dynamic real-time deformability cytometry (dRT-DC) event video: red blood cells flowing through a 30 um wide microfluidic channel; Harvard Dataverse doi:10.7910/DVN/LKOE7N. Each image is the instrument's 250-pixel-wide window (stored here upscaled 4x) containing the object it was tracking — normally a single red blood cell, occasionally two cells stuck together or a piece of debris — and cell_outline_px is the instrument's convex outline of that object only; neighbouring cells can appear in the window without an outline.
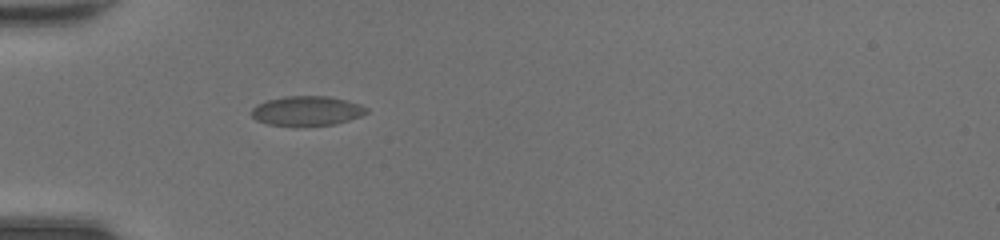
{"species": "common noctule bat (a hibernating species)", "species_latin": "Nyctalus noctula", "temperature_condition": "room temperature", "stored_images_in_passage": 33, "camera_frame_rate_fps": 3000, "um_per_image_px": 0.085, "animal": {"sex": "female", "body_mass_g": 20.0, "forearm_length_mm": 54.0}, "frame": {"image": 1, "passage_image": 1, "time_ms": 0.0, "image_size_px": [1000, 240], "cell_outline_px": [[368, 112], [360, 116], [336, 124], [296, 128], [268, 124], [256, 120], [248, 112], [256, 104], [268, 100], [284, 96], [328, 96], [348, 100], [360, 104], [368, 108]], "centroid_in_image_um": [26.05, 9.45], "position_along_channel_um": 58.9, "area_um2": 20.52}}
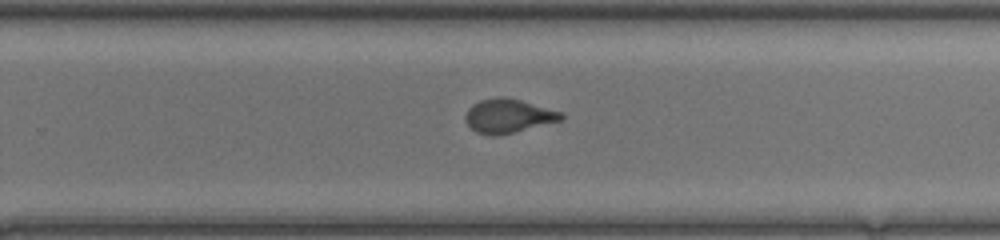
{"frame": {"image": 2, "passage_image": 17, "time_ms": 5.333, "image_size_px": [1000, 240], "cell_outline_px": [[564, 120], [496, 136], [492, 136], [476, 132], [464, 120], [464, 116], [468, 108], [472, 104], [480, 100], [496, 96], [504, 96], [520, 100], [564, 112]], "centroid_in_image_um": [43.21, 9.84], "position_along_channel_um": 286.6, "area_um2": 19.13}}
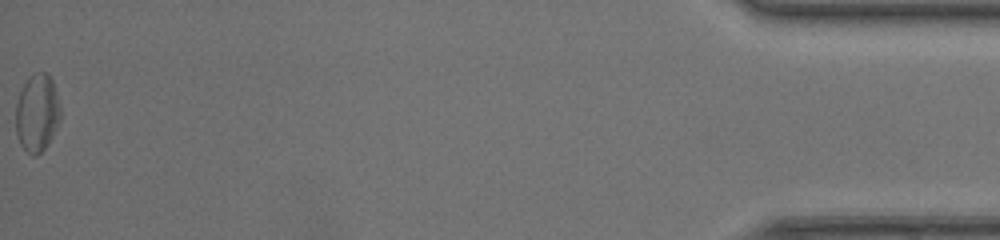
{"frame": {"image": 3, "passage_image": 33, "time_ms": 10.667, "image_size_px": [1000, 240], "cell_outline_px": [[60, 120], [48, 144], [36, 156], [32, 156], [20, 144], [16, 132], [16, 104], [20, 92], [28, 76], [32, 72], [48, 72], [52, 80], [56, 92], [60, 108]], "centroid_in_image_um": [3.15, 9.57], "position_along_channel_um": 432.1, "area_um2": 20.23}, "authors_computed_cell_mechanics": {"area_um2": 19.1318, "velocity_mm_per_s": 4.4342, "shape_relaxation_time_tau1_ms": null, "shape_relaxation_time_tau2_ms": 0.7277, "deformation_change_tau1": null, "deformation_change_tau2": 0.0614}}